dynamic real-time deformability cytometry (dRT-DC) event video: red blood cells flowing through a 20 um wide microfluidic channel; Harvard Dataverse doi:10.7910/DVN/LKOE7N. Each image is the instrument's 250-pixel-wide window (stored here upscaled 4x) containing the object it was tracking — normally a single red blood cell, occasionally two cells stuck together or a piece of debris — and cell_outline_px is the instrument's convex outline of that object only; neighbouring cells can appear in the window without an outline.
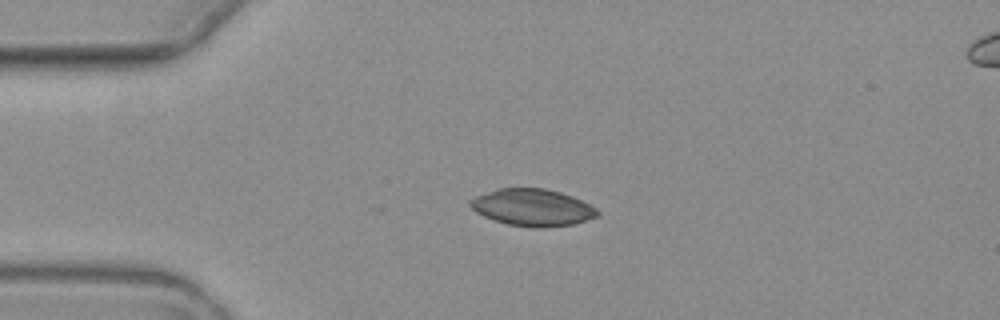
{"species": "common noctule bat (a hibernating species)", "species_latin": "Nyctalus noctula", "temperature_condition": "warm", "stored_images_in_passage": 6, "camera_frame_rate_fps": 3000, "um_per_image_px": 0.085, "animal": {"sex": "female", "body_mass_g": 19.3, "forearm_length_mm": 54.1}, "frame": {"image": 1, "passage_image": 3, "time_ms": 2.333, "image_size_px": [1000, 320], "cell_outline_px": [[600, 212], [596, 216], [572, 224], [540, 228], [532, 228], [508, 224], [492, 220], [476, 212], [468, 204], [468, 200], [476, 196], [500, 188], [544, 188], [560, 192], [572, 196], [596, 208]], "centroid_in_image_um": [45.22, 17.64], "position_along_channel_um": 39.8, "area_um2": 27.22}}
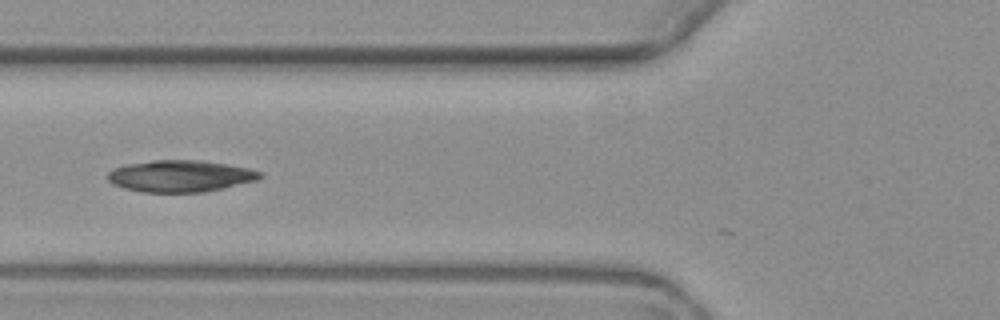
{"frame": {"image": 2, "passage_image": 5, "time_ms": 5.0, "image_size_px": [1000, 320], "cell_outline_px": [[264, 176], [256, 180], [224, 188], [204, 192], [140, 192], [124, 188], [112, 184], [108, 180], [108, 172], [112, 168], [124, 164], [152, 160], [196, 160], [228, 164], [248, 168], [260, 172]], "centroid_in_image_um": [15.28, 14.96], "position_along_channel_um": 110.5, "area_um2": 28.26}}
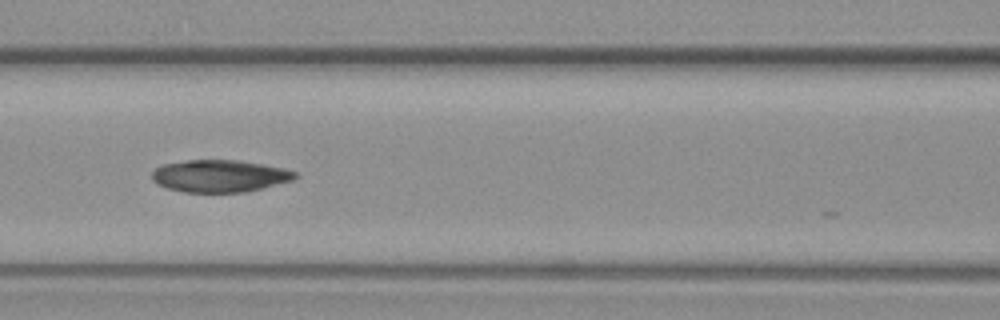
{"frame": {"image": 3, "passage_image": 6, "time_ms": 6.0, "image_size_px": [1000, 320], "cell_outline_px": [[296, 176], [292, 180], [244, 192], [184, 192], [168, 188], [152, 180], [152, 172], [156, 168], [164, 164], [188, 160], [240, 160], [284, 168], [296, 172]], "centroid_in_image_um": [18.66, 14.95], "position_along_channel_um": 147.9, "area_um2": 26.53}}